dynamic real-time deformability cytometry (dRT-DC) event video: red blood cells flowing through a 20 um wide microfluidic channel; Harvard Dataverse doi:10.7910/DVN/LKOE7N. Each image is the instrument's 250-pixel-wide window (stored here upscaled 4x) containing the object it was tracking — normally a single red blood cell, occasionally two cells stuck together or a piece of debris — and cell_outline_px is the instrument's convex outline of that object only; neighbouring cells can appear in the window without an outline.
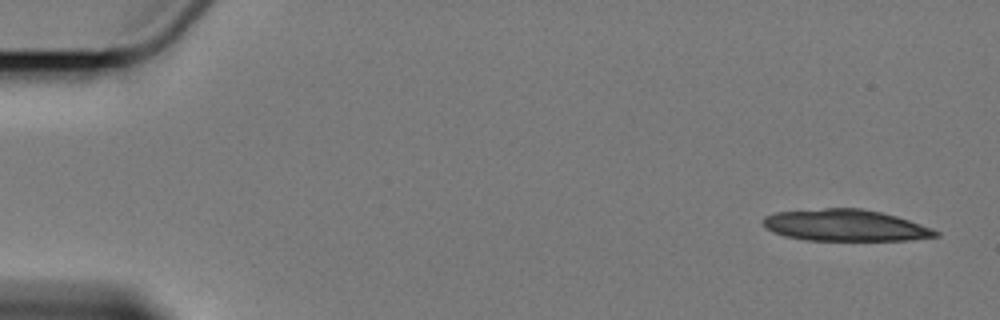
{"species": "Egyptian fruit bat (a non-hibernating species)", "species_latin": "Rousettus aegyptiacus", "temperature_condition": "cold", "stored_images_in_passage": 6, "segment_of_instrument_passage": [1, 2], "camera_frame_rate_fps": 3000, "um_per_image_px": 0.085, "animal": {"sex": "female"}, "frame": {"image": 1, "passage_image": 1, "time_ms": 0.0, "image_size_px": [1000, 320], "cell_outline_px": [[940, 236], [908, 240], [808, 240], [784, 236], [768, 228], [764, 224], [764, 216], [776, 212], [824, 208], [860, 208], [880, 212], [896, 216], [932, 228], [940, 232]], "centroid_in_image_um": [71.89, 19.15], "position_along_channel_um": 13.1, "area_um2": 31.44}}